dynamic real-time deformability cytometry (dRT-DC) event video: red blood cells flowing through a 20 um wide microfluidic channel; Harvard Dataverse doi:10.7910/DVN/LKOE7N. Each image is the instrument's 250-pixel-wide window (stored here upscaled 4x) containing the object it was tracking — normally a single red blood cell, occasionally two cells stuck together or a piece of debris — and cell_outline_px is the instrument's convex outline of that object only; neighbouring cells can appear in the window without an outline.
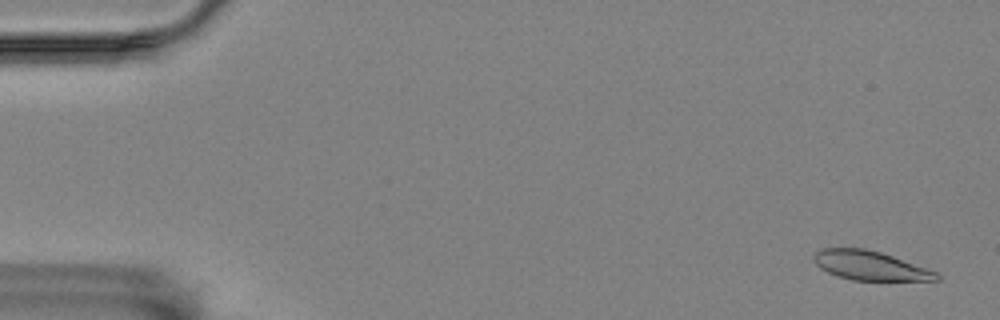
{"species": "Egyptian fruit bat (a non-hibernating species)", "species_latin": "Rousettus aegyptiacus", "temperature_condition": "room temperature", "stored_images_in_passage": 9, "camera_frame_rate_fps": 3000, "um_per_image_px": 0.085, "animal": {"sex": "female"}, "frame": {"image": 1, "passage_image": 3, "time_ms": 0.667, "image_size_px": [1000, 320], "cell_outline_px": [[940, 280], [852, 280], [828, 272], [820, 268], [816, 264], [812, 256], [816, 252], [824, 248], [864, 248], [880, 252], [892, 256], [936, 272], [940, 276]], "centroid_in_image_um": [73.92, 22.57], "position_along_channel_um": 11.1, "area_um2": 20.46}}